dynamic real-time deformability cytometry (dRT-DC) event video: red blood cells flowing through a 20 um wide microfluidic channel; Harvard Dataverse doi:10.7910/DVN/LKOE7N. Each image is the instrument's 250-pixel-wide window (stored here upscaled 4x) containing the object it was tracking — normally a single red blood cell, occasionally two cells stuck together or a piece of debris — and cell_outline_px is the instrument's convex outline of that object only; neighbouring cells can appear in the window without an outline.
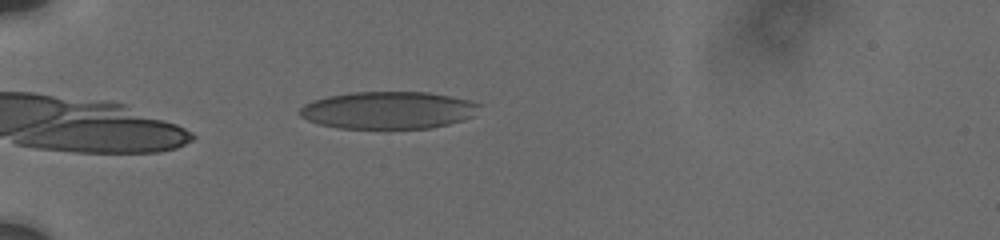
{"species": "human", "species_latin": "Homo sapiens", "temperature_condition": "cold", "stored_images_in_passage": 31, "camera_frame_rate_fps": 3000, "um_per_image_px": 0.085, "donor": {"sex": "male"}, "frame": {"image": 1, "passage_image": 1, "time_ms": 0.0, "image_size_px": [1000, 240], "cell_outline_px": [[480, 104], [472, 116], [464, 120], [432, 128], [336, 128], [320, 124], [308, 120], [300, 116], [296, 112], [304, 104], [312, 100], [328, 96], [352, 92], [428, 92], [472, 100]], "centroid_in_image_um": [32.97, 9.36], "position_along_channel_um": 52.0, "area_um2": 39.19}}
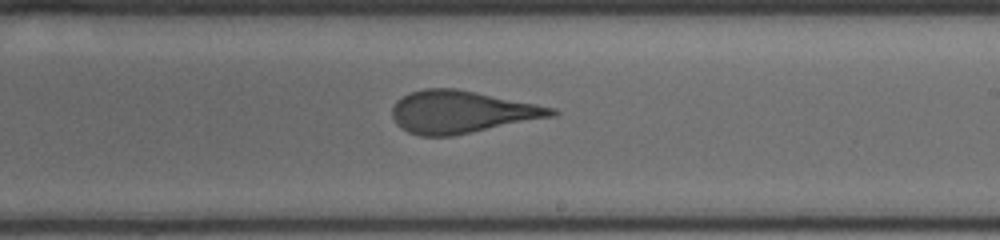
{"frame": {"image": 2, "passage_image": 13, "time_ms": 6.0, "image_size_px": [1000, 240], "cell_outline_px": [[560, 112], [556, 116], [452, 136], [420, 136], [408, 132], [396, 124], [392, 116], [392, 108], [396, 100], [412, 92], [424, 88], [456, 88], [556, 108]], "centroid_in_image_um": [39.24, 9.52], "position_along_channel_um": 249.8, "area_um2": 39.36}}
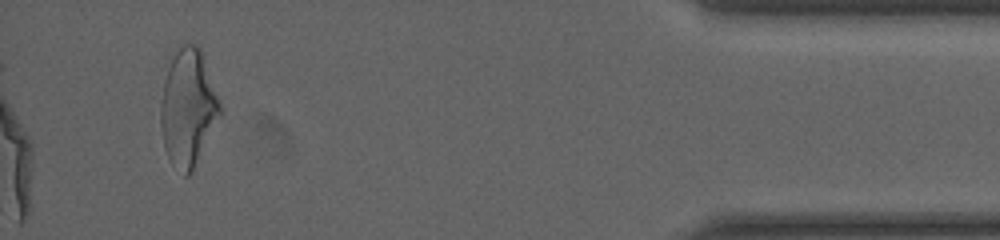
{"frame": {"image": 3, "passage_image": 31, "time_ms": 12.0, "image_size_px": [1000, 240], "cell_outline_px": [[220, 116], [192, 172], [188, 176], [184, 176], [172, 164], [164, 148], [160, 124], [160, 104], [164, 80], [172, 56], [184, 44], [196, 44], [204, 52], [220, 104]], "centroid_in_image_um": [15.97, 9.16], "position_along_channel_um": 419.2, "area_um2": 40.4}, "authors_computed_cell_mechanics": {"area_um2": 39.5352, "velocity_mm_per_s": 3.7451, "shape_relaxation_time_tau1_ms": null, "shape_relaxation_time_tau2_ms": 0.9894, "deformation_change_tau1": null, "deformation_change_tau2": 0.1055}}